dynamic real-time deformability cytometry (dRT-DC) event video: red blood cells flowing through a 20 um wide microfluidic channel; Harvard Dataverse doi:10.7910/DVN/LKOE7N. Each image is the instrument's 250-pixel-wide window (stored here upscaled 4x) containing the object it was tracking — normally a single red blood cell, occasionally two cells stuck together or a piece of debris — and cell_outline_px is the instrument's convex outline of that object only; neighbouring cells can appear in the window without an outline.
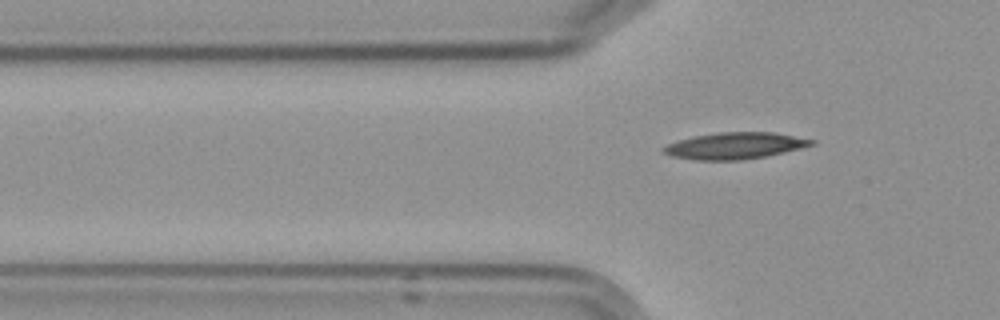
{"species": "Egyptian fruit bat (a non-hibernating species)", "species_latin": "Rousettus aegyptiacus", "temperature_condition": "cold", "stored_images_in_passage": 5, "camera_frame_rate_fps": 3000, "um_per_image_px": 0.085, "frame": {"image": 1, "passage_image": 5, "time_ms": 5.667, "image_size_px": [1000, 320], "cell_outline_px": [[816, 144], [800, 148], [764, 156], [740, 160], [700, 160], [672, 156], [664, 152], [664, 148], [668, 144], [692, 136], [720, 132], [772, 132], [812, 140]], "centroid_in_image_um": [62.45, 12.38], "position_along_channel_um": 63.4, "area_um2": 22.31}}